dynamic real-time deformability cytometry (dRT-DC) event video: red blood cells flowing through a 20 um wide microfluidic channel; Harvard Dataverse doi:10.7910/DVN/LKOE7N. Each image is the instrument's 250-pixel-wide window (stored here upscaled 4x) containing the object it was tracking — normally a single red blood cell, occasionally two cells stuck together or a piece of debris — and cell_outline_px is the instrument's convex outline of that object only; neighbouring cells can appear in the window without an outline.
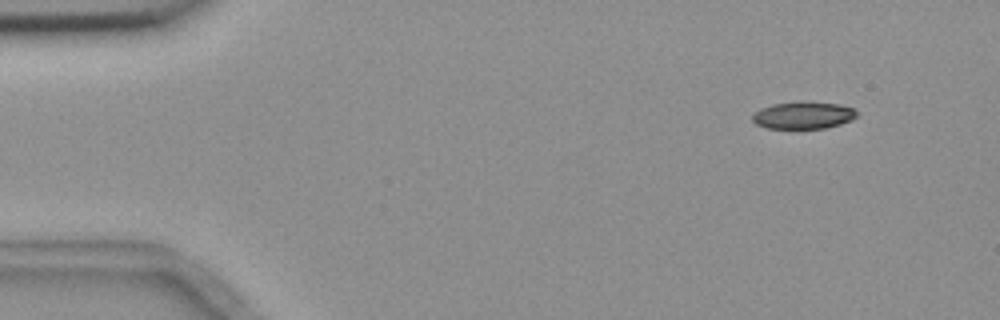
{"species": "common noctule bat (a hibernating species)", "species_latin": "Nyctalus noctula", "temperature_condition": "room temperature", "stored_images_in_passage": 5, "camera_frame_rate_fps": 3000, "um_per_image_px": 0.085, "animal": {"sex": "female", "body_mass_g": 18.4}, "frame": {"image": 1, "passage_image": 2, "time_ms": 1.0, "image_size_px": [1000, 320], "cell_outline_px": [[860, 112], [852, 120], [840, 124], [824, 128], [768, 128], [756, 124], [752, 120], [752, 116], [760, 108], [772, 104], [840, 104], [852, 108]], "centroid_in_image_um": [68.3, 9.84], "position_along_channel_um": 16.7, "area_um2": 15.78}}